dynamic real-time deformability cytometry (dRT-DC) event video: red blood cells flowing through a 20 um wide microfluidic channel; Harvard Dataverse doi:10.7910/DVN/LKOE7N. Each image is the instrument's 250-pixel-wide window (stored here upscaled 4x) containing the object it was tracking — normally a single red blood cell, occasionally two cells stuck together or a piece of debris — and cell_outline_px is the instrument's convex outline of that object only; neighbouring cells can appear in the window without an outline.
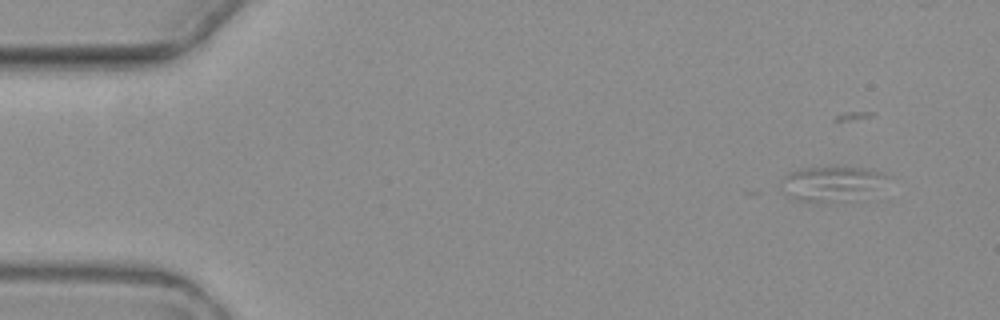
{"species": "common noctule bat (a hibernating species)", "species_latin": "Nyctalus noctula", "temperature_condition": "warm", "stored_images_in_passage": 4, "segment_of_instrument_passage": [1, 2], "camera_frame_rate_fps": 3000, "um_per_image_px": 0.085, "animal": {"sex": "female", "body_mass_g": 19.3, "forearm_length_mm": 54.1}, "frame": {"image": 1, "passage_image": 1, "time_ms": 0.0, "image_size_px": [1000, 320], "cell_outline_px": [[884, 176], [860, 200], [824, 204], [820, 204], [792, 200], [784, 192], [788, 172], [808, 168], [864, 168], [880, 172]], "centroid_in_image_um": [70.59, 15.69], "position_along_channel_um": 14.4, "area_um2": 20.75}}